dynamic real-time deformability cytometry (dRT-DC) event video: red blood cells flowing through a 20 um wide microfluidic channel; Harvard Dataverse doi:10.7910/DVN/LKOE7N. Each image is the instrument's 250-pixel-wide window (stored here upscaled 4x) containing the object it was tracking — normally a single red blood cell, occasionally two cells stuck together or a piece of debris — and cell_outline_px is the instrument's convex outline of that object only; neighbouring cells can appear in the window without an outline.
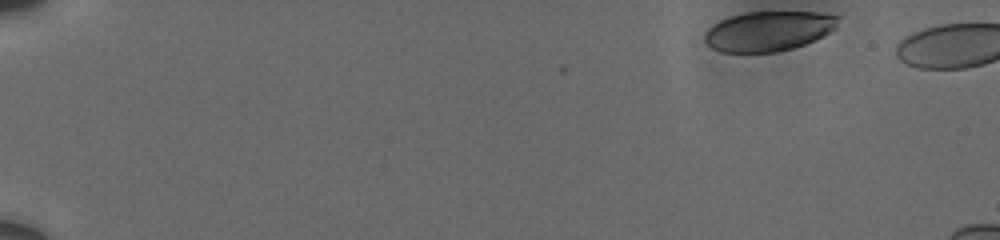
{"species": "human", "species_latin": "Homo sapiens", "temperature_condition": "cold", "stored_images_in_passage": 3, "camera_frame_rate_fps": 3000, "um_per_image_px": 0.085, "donor": {"sex": "male"}, "frame": {"image": 1, "passage_image": 1, "time_ms": 0.0, "image_size_px": [1000, 240], "cell_outline_px": [[840, 16], [836, 28], [816, 40], [792, 48], [776, 52], [720, 52], [712, 48], [704, 40], [704, 32], [712, 24], [720, 20], [744, 12], [816, 12]], "centroid_in_image_um": [65.31, 2.64], "position_along_channel_um": 19.7, "area_um2": 31.1}}